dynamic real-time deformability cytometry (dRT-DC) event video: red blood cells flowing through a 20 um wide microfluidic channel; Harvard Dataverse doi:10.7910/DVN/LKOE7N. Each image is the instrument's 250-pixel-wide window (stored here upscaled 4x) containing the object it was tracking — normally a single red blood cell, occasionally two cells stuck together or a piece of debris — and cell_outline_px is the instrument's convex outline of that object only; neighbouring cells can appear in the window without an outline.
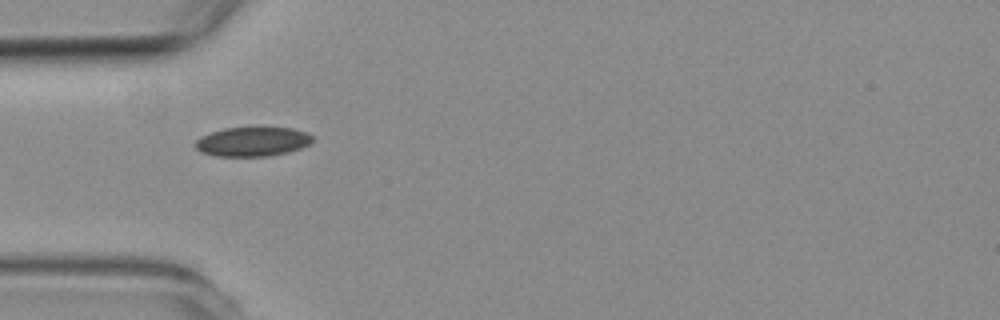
{"species": "common noctule bat (a hibernating species)", "species_latin": "Nyctalus noctula", "temperature_condition": "room temperature", "stored_images_in_passage": 3, "camera_frame_rate_fps": 3000, "um_per_image_px": 0.085, "animal": {"sex": "female", "body_mass_g": 19.3, "forearm_length_mm": 54.1}, "frame": {"image": 1, "passage_image": 1, "time_ms": 0.0, "image_size_px": [1000, 320], "cell_outline_px": [[312, 140], [308, 144], [300, 148], [268, 156], [216, 156], [200, 152], [192, 144], [200, 136], [224, 128], [264, 124], [292, 128], [304, 132], [312, 136]], "centroid_in_image_um": [21.41, 11.98], "position_along_channel_um": 63.6, "area_um2": 20.75}}
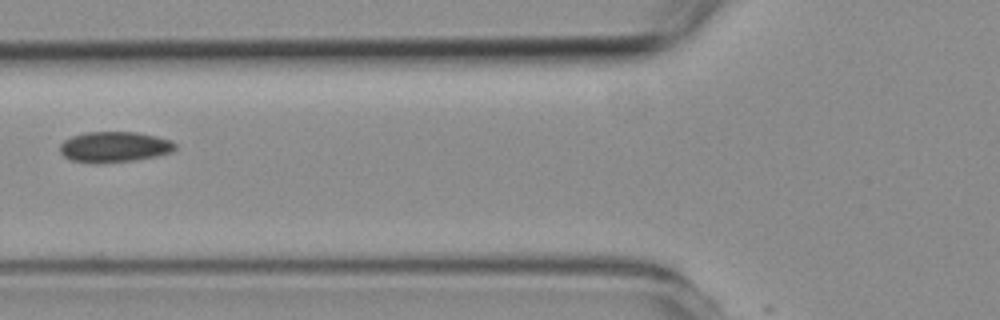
{"frame": {"image": 2, "passage_image": 2, "time_ms": 1.333, "image_size_px": [1000, 320], "cell_outline_px": [[176, 148], [172, 152], [156, 156], [132, 160], [100, 164], [92, 164], [72, 160], [64, 156], [60, 152], [60, 144], [64, 140], [72, 136], [84, 132], [136, 132], [156, 136], [168, 140], [176, 144]], "centroid_in_image_um": [9.68, 12.49], "position_along_channel_um": 116.1, "area_um2": 20.63}}
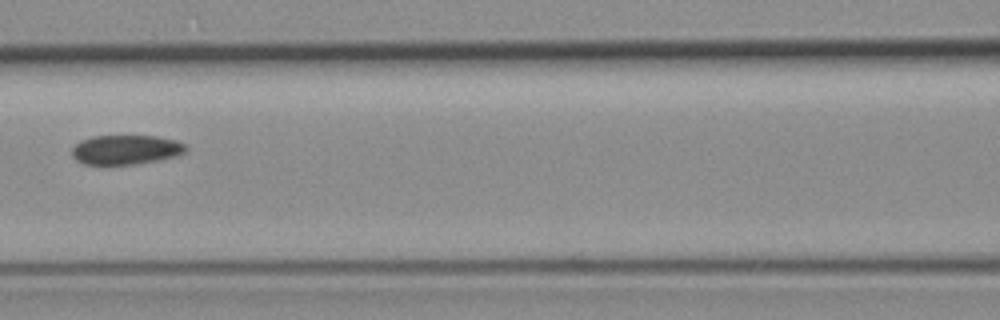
{"frame": {"image": 3, "passage_image": 3, "time_ms": 2.333, "image_size_px": [1000, 320], "cell_outline_px": [[188, 152], [176, 156], [160, 160], [136, 164], [108, 168], [104, 168], [84, 164], [76, 160], [72, 156], [72, 148], [80, 140], [92, 136], [156, 136], [176, 140], [184, 144], [188, 148]], "centroid_in_image_um": [10.66, 12.78], "position_along_channel_um": 155.9, "area_um2": 20.52}}